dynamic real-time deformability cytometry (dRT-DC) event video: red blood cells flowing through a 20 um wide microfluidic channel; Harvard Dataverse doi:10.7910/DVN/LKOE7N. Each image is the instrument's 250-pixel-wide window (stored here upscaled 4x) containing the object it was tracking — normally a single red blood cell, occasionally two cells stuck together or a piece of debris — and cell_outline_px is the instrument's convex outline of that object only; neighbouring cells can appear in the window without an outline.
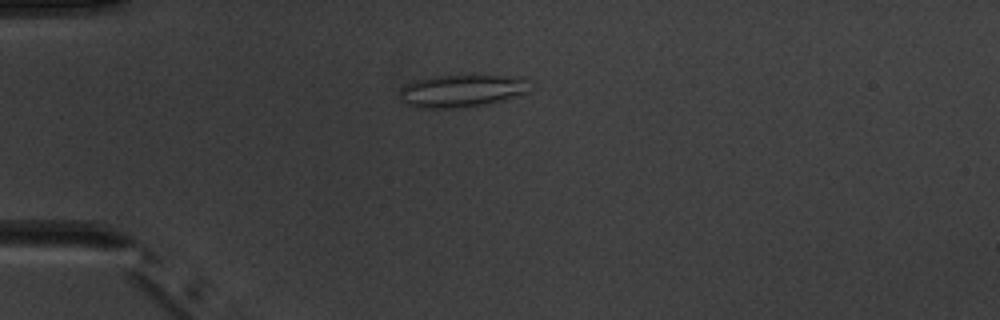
{"species": "common noctule bat (a hibernating species)", "species_latin": "Nyctalus noctula", "temperature_condition": "warm", "stored_images_in_passage": 4, "camera_frame_rate_fps": 3000, "um_per_image_px": 0.085, "animal": {"sex": "male", "body_mass_g": 20.1, "forearm_length_mm": 53.5}, "frame": {"image": 1, "passage_image": 1, "time_ms": 0.0, "image_size_px": [1000, 320], "cell_outline_px": [[532, 92], [488, 104], [464, 108], [416, 108], [404, 104], [400, 100], [400, 88], [404, 84], [416, 80], [432, 76], [460, 72], [472, 72], [508, 76], [524, 80]], "centroid_in_image_um": [39.2, 7.68], "position_along_channel_um": 45.8, "area_um2": 26.07}}
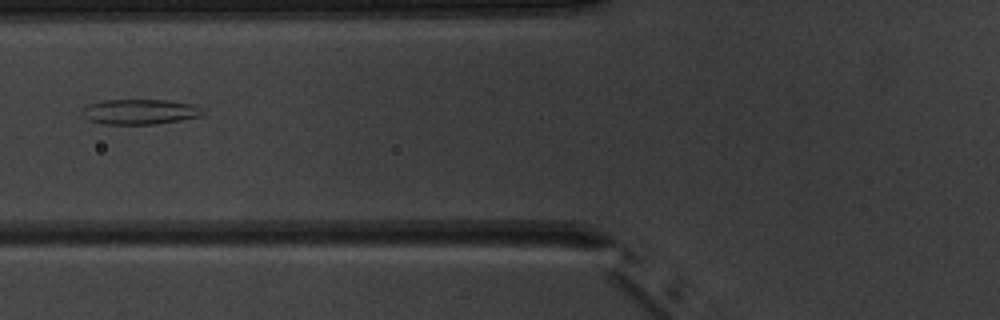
{"frame": {"image": 2, "passage_image": 3, "time_ms": 2.333, "image_size_px": [1000, 320], "cell_outline_px": [[204, 112], [200, 116], [180, 120], [152, 124], [104, 124], [88, 120], [80, 112], [88, 104], [104, 100], [168, 100], [192, 104], [200, 108]], "centroid_in_image_um": [11.85, 9.49], "position_along_channel_um": 114.0, "area_um2": 17.57}}
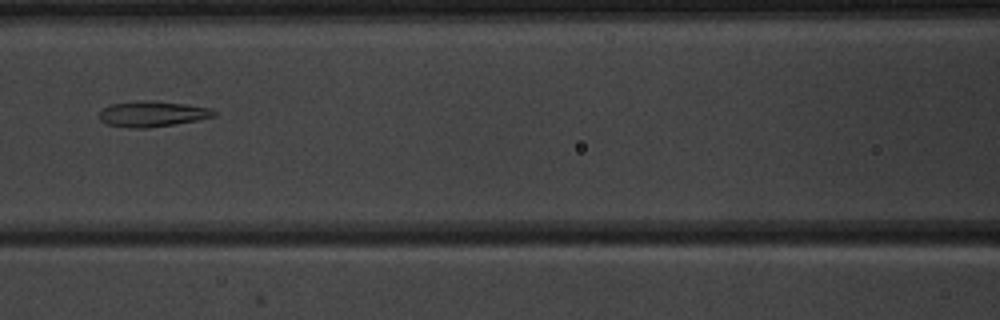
{"frame": {"image": 3, "passage_image": 4, "time_ms": 3.333, "image_size_px": [1000, 320], "cell_outline_px": [[216, 116], [200, 120], [176, 124], [148, 128], [128, 128], [108, 124], [100, 120], [100, 112], [104, 108], [112, 104], [136, 100], [156, 100], [188, 104], [208, 108], [216, 112]], "centroid_in_image_um": [12.98, 9.68], "position_along_channel_um": 153.6, "area_um2": 17.34}}